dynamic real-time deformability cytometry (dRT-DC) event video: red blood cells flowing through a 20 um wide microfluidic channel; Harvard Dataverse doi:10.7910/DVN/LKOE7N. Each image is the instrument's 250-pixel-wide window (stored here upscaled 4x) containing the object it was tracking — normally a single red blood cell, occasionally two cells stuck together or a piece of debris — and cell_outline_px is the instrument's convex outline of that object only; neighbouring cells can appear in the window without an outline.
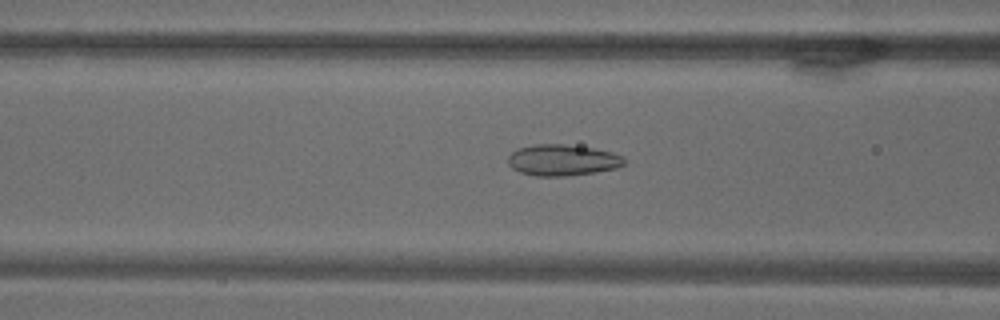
{"species": "common noctule bat (a hibernating species)", "species_latin": "Nyctalus noctula", "temperature_condition": "warm", "stored_images_in_passage": 71, "camera_frame_rate_fps": 3000, "um_per_image_px": 0.085, "animal": {"sex": "male", "body_mass_g": 18.8}, "frame": {"image": 1, "passage_image": 29, "time_ms": 9.333, "image_size_px": [1000, 320], "cell_outline_px": [[624, 164], [616, 168], [596, 172], [568, 176], [536, 176], [520, 172], [512, 168], [508, 164], [508, 156], [512, 152], [520, 148], [536, 144], [564, 144], [592, 148], [612, 152], [624, 156]], "centroid_in_image_um": [47.81, 13.61], "position_along_channel_um": 118.8, "area_um2": 21.1}}
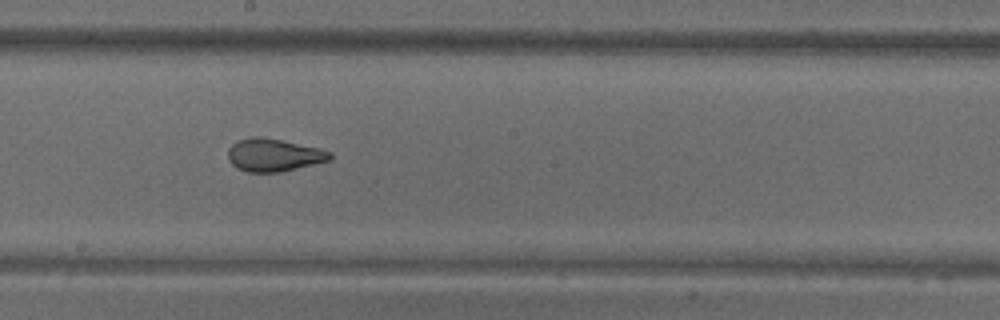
{"frame": {"image": 2, "passage_image": 40, "time_ms": 13.0, "image_size_px": [1000, 320], "cell_outline_px": [[332, 160], [280, 172], [248, 172], [236, 168], [228, 160], [228, 148], [232, 144], [240, 140], [252, 136], [260, 136], [320, 148], [332, 152]], "centroid_in_image_um": [23.27, 13.18], "position_along_channel_um": 224.9, "area_um2": 19.54}}
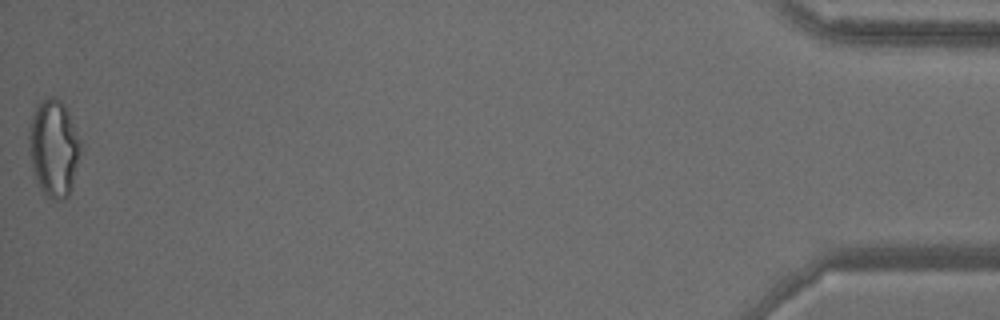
{"frame": {"image": 3, "passage_image": 71, "time_ms": 23.333, "image_size_px": [1000, 320], "cell_outline_px": [[80, 152], [72, 188], [68, 196], [64, 200], [52, 200], [44, 196], [36, 180], [32, 168], [28, 152], [28, 128], [36, 104], [52, 96], [60, 100], [64, 104], [68, 112], [80, 140]], "centroid_in_image_um": [4.54, 12.63], "position_along_channel_um": 430.7, "area_um2": 29.48}}